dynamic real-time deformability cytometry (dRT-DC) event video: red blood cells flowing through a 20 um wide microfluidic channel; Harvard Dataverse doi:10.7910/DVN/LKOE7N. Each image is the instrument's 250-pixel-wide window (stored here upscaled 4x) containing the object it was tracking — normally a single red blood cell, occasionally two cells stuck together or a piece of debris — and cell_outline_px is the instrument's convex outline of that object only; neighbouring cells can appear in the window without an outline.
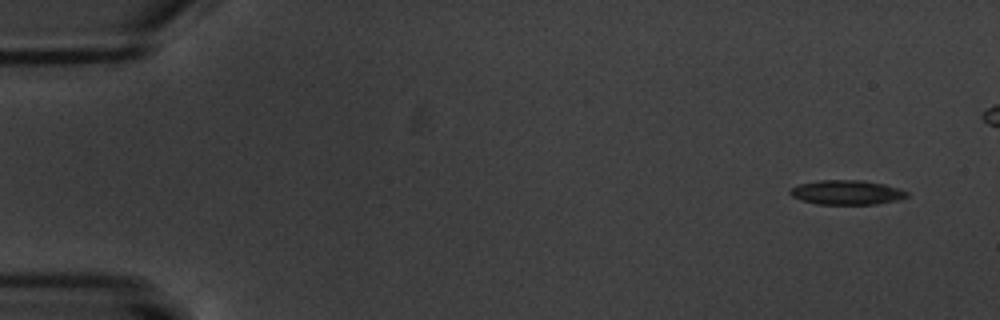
{"species": "common noctule bat (a hibernating species)", "species_latin": "Nyctalus noctula", "temperature_condition": "warm", "stored_images_in_passage": 15, "camera_frame_rate_fps": 3000, "um_per_image_px": 0.085, "animal": {"sex": "male", "body_mass_g": 20.1, "forearm_length_mm": 53.5}, "frame": {"image": 1, "passage_image": 1, "time_ms": 0.0, "image_size_px": [1000, 320], "cell_outline_px": [[908, 196], [896, 200], [876, 204], [816, 204], [800, 200], [792, 196], [788, 192], [792, 188], [800, 184], [820, 180], [864, 180], [884, 184], [908, 192]], "centroid_in_image_um": [71.94, 16.35], "position_along_channel_um": 13.1, "area_um2": 16.53}}
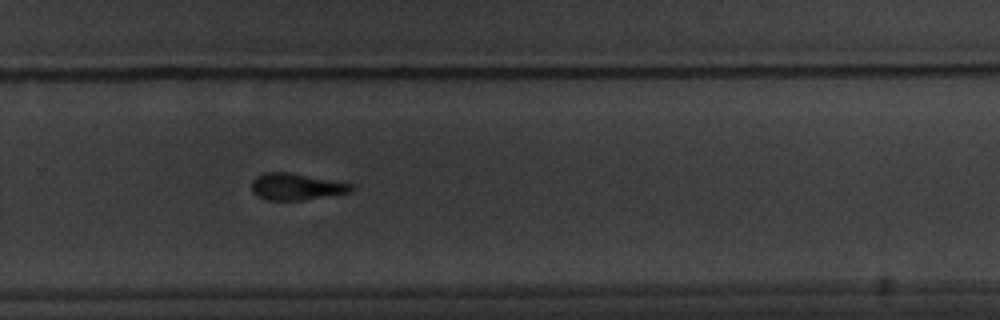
{"frame": {"image": 2, "passage_image": 11, "time_ms": 12.333, "image_size_px": [1000, 320], "cell_outline_px": [[352, 192], [300, 200], [268, 200], [256, 196], [252, 192], [252, 180], [256, 176], [264, 172], [292, 172], [352, 184]], "centroid_in_image_um": [25.13, 15.86], "position_along_channel_um": 304.7, "area_um2": 15.49}}